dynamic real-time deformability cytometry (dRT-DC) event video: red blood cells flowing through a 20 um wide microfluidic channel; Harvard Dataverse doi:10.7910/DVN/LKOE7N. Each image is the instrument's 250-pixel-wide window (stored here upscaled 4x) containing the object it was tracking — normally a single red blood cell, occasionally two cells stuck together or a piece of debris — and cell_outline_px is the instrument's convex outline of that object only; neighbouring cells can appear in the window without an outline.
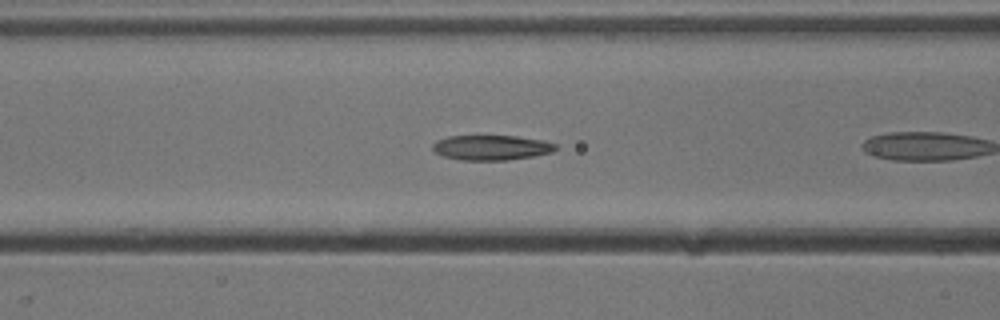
{"species": "common noctule bat (a hibernating species)", "species_latin": "Nyctalus noctula", "temperature_condition": "cold", "stored_images_in_passage": 20, "camera_frame_rate_fps": 3000, "um_per_image_px": 0.085, "animal": {"sex": "male", "body_mass_g": 13.3}, "frame": {"image": 1, "passage_image": 6, "time_ms": 1.667, "image_size_px": [1000, 320], "cell_outline_px": [[556, 148], [552, 152], [532, 156], [508, 160], [464, 160], [444, 156], [436, 152], [432, 148], [432, 144], [436, 140], [448, 136], [516, 136], [544, 140], [556, 144]], "centroid_in_image_um": [41.76, 12.54], "position_along_channel_um": 124.8, "area_um2": 17.8}}
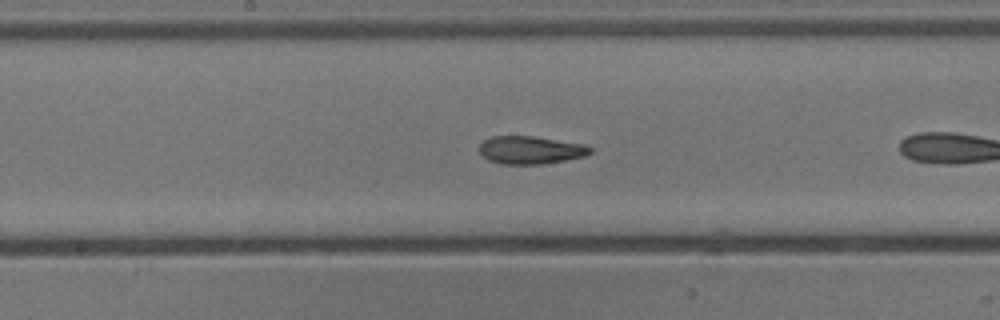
{"frame": {"image": 2, "passage_image": 12, "time_ms": 3.667, "image_size_px": [1000, 320], "cell_outline_px": [[592, 152], [584, 156], [544, 164], [500, 164], [488, 160], [480, 152], [480, 144], [484, 140], [492, 136], [532, 136], [584, 144], [592, 148]], "centroid_in_image_um": [45.09, 12.75], "position_along_channel_um": 203.1, "area_um2": 17.92}}
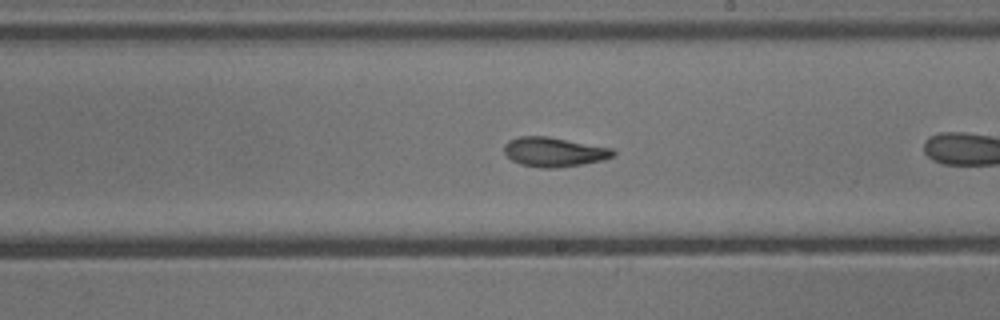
{"frame": {"image": 3, "passage_image": 15, "time_ms": 4.667, "image_size_px": [1000, 320], "cell_outline_px": [[616, 152], [612, 156], [604, 160], [556, 168], [540, 168], [520, 164], [512, 160], [504, 152], [504, 144], [508, 140], [520, 136], [548, 136], [612, 148]], "centroid_in_image_um": [47.07, 12.91], "position_along_channel_um": 241.9, "area_um2": 18.67}}